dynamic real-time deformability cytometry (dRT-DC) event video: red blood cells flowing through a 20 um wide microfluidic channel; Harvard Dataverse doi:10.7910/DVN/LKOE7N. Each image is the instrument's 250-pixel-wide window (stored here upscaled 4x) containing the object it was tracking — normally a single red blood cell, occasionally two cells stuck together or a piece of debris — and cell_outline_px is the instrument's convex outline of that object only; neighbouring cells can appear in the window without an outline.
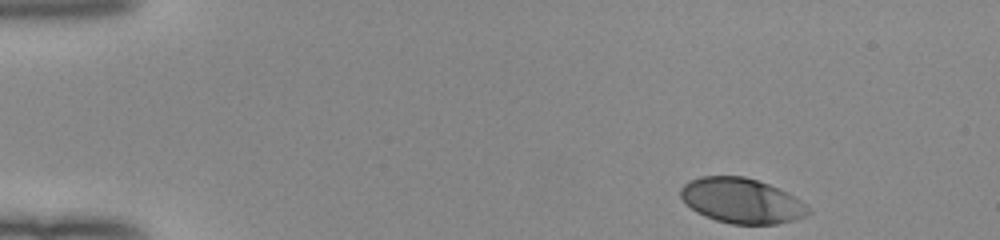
{"species": "human", "species_latin": "Homo sapiens", "temperature_condition": "room temperature", "stored_images_in_passage": 46, "camera_frame_rate_fps": 3000, "um_per_image_px": 0.085, "donor": {"sex": "female"}, "frame": {"image": 1, "passage_image": 1, "time_ms": 0.0, "image_size_px": [1000, 240], "cell_outline_px": [[812, 212], [808, 216], [776, 224], [732, 224], [716, 220], [704, 216], [696, 212], [680, 196], [680, 188], [684, 184], [700, 176], [744, 176], [768, 184], [788, 192], [800, 200]], "centroid_in_image_um": [63.05, 17.06], "position_along_channel_um": 21.9, "area_um2": 33.41}}
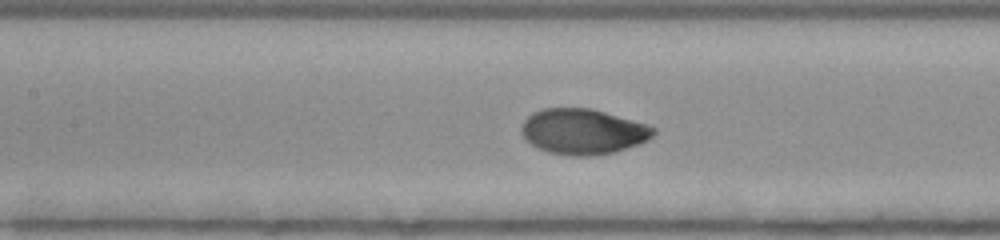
{"frame": {"image": 2, "passage_image": 19, "time_ms": 6.0, "image_size_px": [1000, 240], "cell_outline_px": [[656, 132], [648, 140], [640, 144], [612, 152], [588, 156], [576, 156], [548, 152], [536, 148], [524, 140], [520, 132], [520, 128], [524, 120], [532, 112], [544, 108], [592, 108], [648, 124], [656, 128]], "centroid_in_image_um": [49.53, 11.17], "position_along_channel_um": 157.9, "area_um2": 35.32}}
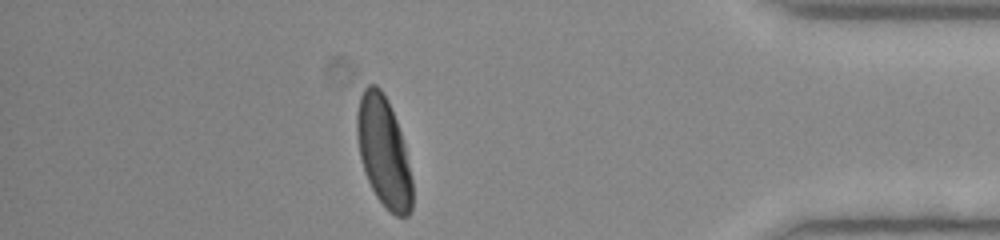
{"frame": {"image": 3, "passage_image": 40, "time_ms": 13.0, "image_size_px": [1000, 240], "cell_outline_px": [[412, 208], [408, 216], [396, 216], [376, 196], [364, 172], [360, 156], [356, 132], [356, 116], [360, 96], [364, 88], [368, 84], [376, 84], [380, 88], [388, 100], [396, 120], [404, 144], [412, 180]], "centroid_in_image_um": [32.6, 12.88], "position_along_channel_um": 402.6, "area_um2": 35.14}, "authors_computed_cell_mechanics": {"area_um2": 34.7956, "velocity_mm_per_s": 3.9893, "shape_relaxation_time_tau1_ms": 2.5327, "shape_relaxation_time_tau2_ms": null, "deformation_change_tau1": 0.1627, "deformation_change_tau2": null}}